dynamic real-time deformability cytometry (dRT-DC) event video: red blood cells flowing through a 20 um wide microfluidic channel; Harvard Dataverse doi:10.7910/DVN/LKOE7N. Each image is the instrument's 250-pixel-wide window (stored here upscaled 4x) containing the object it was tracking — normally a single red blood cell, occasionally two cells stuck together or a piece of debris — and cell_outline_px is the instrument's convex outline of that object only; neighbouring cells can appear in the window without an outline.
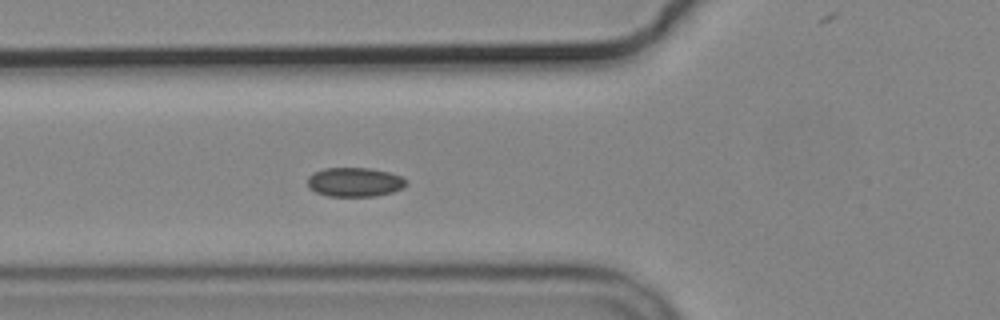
{"species": "common noctule bat (a hibernating species)", "species_latin": "Nyctalus noctula", "temperature_condition": "cold", "stored_images_in_passage": 14, "camera_frame_rate_fps": 3000, "um_per_image_px": 0.085, "animal": {"sex": "male", "body_mass_g": 19.2, "forearm_length_mm": 51.8}, "frame": {"image": 1, "passage_image": 10, "time_ms": 3.0, "image_size_px": [1000, 320], "cell_outline_px": [[408, 184], [392, 192], [376, 196], [328, 196], [316, 192], [308, 188], [308, 176], [312, 172], [324, 168], [368, 168], [388, 172], [400, 176], [408, 180]], "centroid_in_image_um": [30.12, 15.47], "position_along_channel_um": 95.7, "area_um2": 16.82}}